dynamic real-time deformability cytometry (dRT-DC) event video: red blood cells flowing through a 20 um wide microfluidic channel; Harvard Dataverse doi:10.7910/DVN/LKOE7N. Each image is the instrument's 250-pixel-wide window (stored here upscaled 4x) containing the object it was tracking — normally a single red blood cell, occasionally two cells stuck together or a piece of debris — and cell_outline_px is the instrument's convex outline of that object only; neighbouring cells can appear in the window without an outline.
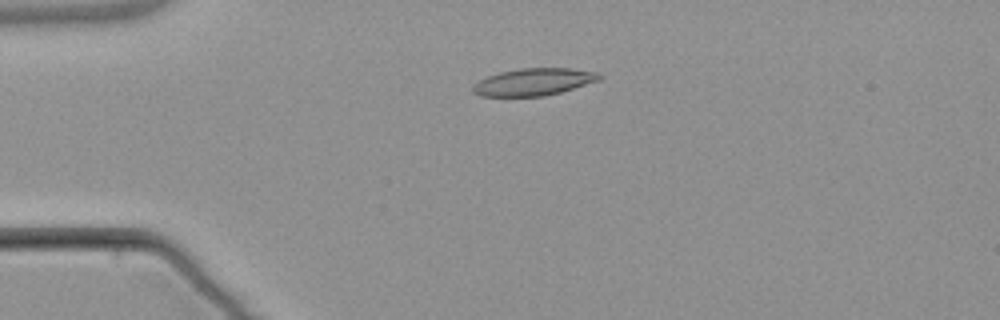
{"species": "common noctule bat (a hibernating species)", "species_latin": "Nyctalus noctula", "temperature_condition": "warm", "stored_images_in_passage": 5, "camera_frame_rate_fps": 3000, "um_per_image_px": 0.085, "animal": {"sex": "male", "body_mass_g": 21.5, "forearm_length_mm": 52.0}, "frame": {"image": 1, "passage_image": 3, "time_ms": 3.667, "image_size_px": [1000, 320], "cell_outline_px": [[604, 76], [600, 80], [560, 92], [544, 96], [480, 96], [472, 92], [472, 84], [488, 76], [500, 72], [520, 68], [572, 68], [600, 72]], "centroid_in_image_um": [45.39, 6.95], "position_along_channel_um": 39.6, "area_um2": 20.17}}
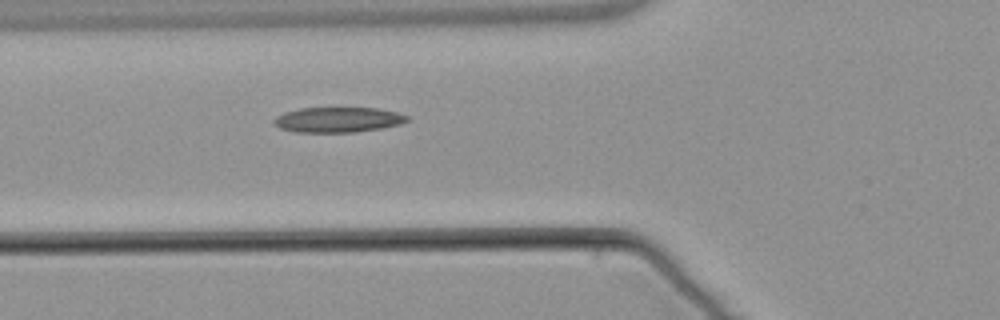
{"frame": {"image": 2, "passage_image": 5, "time_ms": 6.0, "image_size_px": [1000, 320], "cell_outline_px": [[412, 120], [400, 124], [380, 128], [356, 132], [296, 132], [280, 128], [272, 120], [276, 116], [284, 112], [300, 108], [380, 108], [412, 116]], "centroid_in_image_um": [28.78, 10.17], "position_along_channel_um": 97.0, "area_um2": 19.71}}